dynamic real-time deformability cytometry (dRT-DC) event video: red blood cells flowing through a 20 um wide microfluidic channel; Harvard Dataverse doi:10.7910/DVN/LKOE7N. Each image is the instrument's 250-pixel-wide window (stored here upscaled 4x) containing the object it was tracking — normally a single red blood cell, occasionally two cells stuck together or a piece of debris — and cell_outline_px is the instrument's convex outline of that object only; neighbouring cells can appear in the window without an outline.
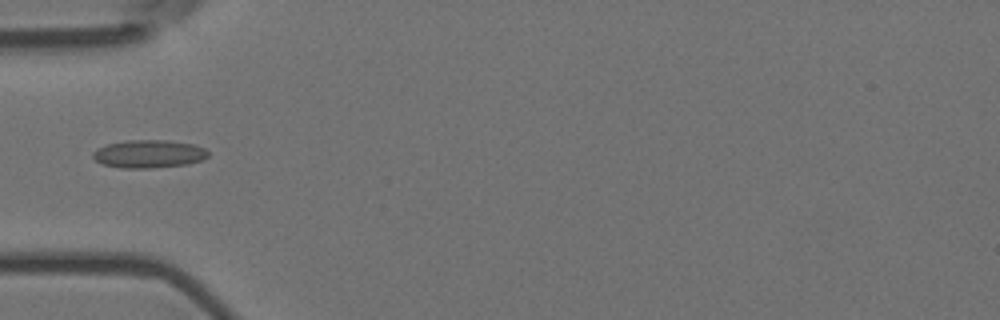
{"species": "Egyptian fruit bat (a non-hibernating species)", "species_latin": "Rousettus aegyptiacus", "temperature_condition": "room temperature", "stored_images_in_passage": 6, "camera_frame_rate_fps": 3000, "um_per_image_px": 0.085, "animal": {"sex": "female"}, "frame": {"image": 1, "passage_image": 6, "time_ms": 1.667, "image_size_px": [1000, 320], "cell_outline_px": [[208, 156], [200, 160], [188, 164], [152, 168], [120, 168], [104, 164], [96, 160], [92, 156], [92, 152], [96, 148], [108, 144], [124, 140], [168, 140], [196, 144], [204, 148], [208, 152]], "centroid_in_image_um": [12.64, 13.07], "position_along_channel_um": 72.4, "area_um2": 18.9}}